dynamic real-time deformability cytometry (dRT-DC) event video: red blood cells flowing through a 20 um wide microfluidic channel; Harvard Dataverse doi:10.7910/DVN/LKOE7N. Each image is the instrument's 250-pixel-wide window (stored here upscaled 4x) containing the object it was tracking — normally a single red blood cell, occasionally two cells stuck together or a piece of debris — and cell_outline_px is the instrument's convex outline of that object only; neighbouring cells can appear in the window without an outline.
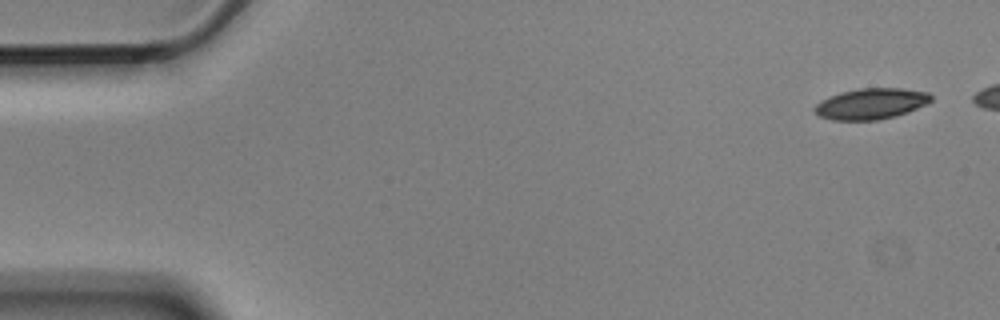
{"species": "Egyptian fruit bat (a non-hibernating species)", "species_latin": "Rousettus aegyptiacus", "temperature_condition": "cold", "stored_images_in_passage": 5, "camera_frame_rate_fps": 3000, "um_per_image_px": 0.085, "animal": {"sex": "male"}, "frame": {"image": 1, "passage_image": 1, "time_ms": 0.0, "image_size_px": [1000, 320], "cell_outline_px": [[932, 100], [908, 112], [896, 116], [876, 120], [832, 120], [820, 116], [812, 108], [820, 100], [840, 92], [860, 88], [900, 88], [928, 92], [932, 96]], "centroid_in_image_um": [74.01, 8.81], "position_along_channel_um": 11.0, "area_um2": 20.92}}